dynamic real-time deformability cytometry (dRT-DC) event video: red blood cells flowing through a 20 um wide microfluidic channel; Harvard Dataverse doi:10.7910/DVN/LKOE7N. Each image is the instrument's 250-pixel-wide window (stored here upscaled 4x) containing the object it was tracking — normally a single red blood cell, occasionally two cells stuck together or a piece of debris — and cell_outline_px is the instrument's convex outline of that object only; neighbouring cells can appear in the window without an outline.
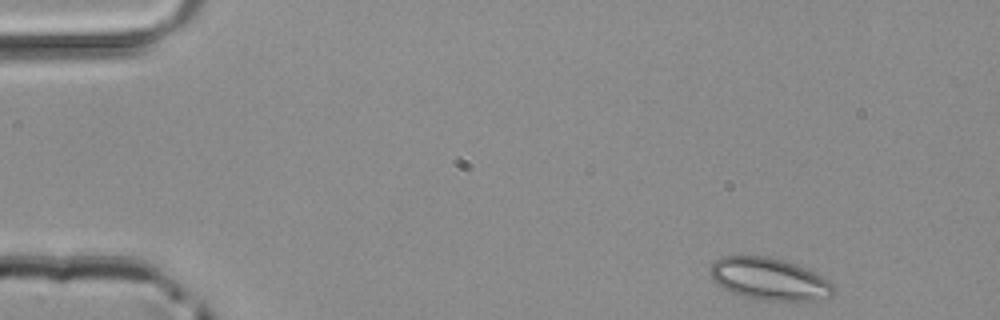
{"species": "common noctule bat (a hibernating species)", "species_latin": "Nyctalus noctula", "temperature_condition": "room temperature", "stored_images_in_passage": 45, "camera_frame_rate_fps": 3000, "um_per_image_px": 0.085, "animal": {"sex": "male", "body_mass_g": 20.4}, "frame": {"image": 1, "passage_image": 1, "time_ms": 0.0, "image_size_px": [1000, 320], "cell_outline_px": [[836, 292], [832, 296], [804, 304], [756, 300], [740, 296], [716, 284], [712, 280], [712, 260], [724, 256], [768, 256], [784, 260], [796, 264], [836, 284]], "centroid_in_image_um": [65.46, 23.78], "position_along_channel_um": 19.5, "area_um2": 31.33}}
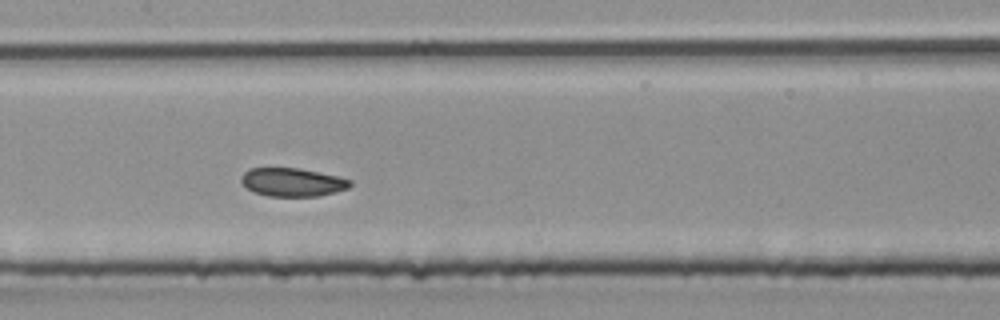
{"frame": {"image": 2, "passage_image": 20, "time_ms": 6.333, "image_size_px": [1000, 320], "cell_outline_px": [[352, 184], [348, 188], [320, 196], [268, 196], [256, 192], [248, 188], [240, 180], [240, 176], [248, 168], [300, 168], [336, 176], [352, 180]], "centroid_in_image_um": [24.85, 15.48], "position_along_channel_um": 182.5, "area_um2": 17.92}}
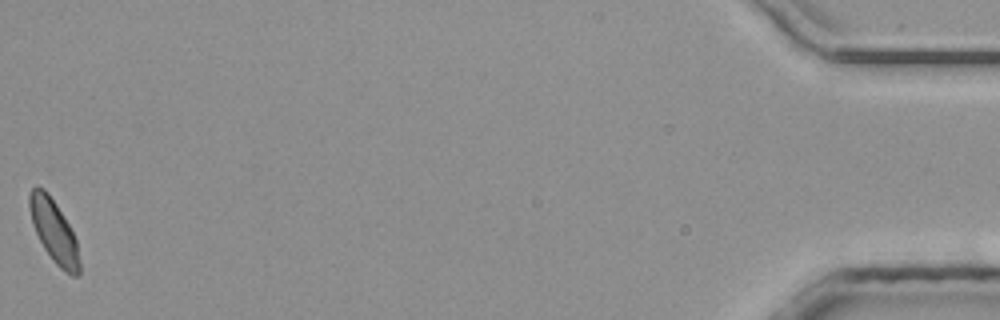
{"frame": {"image": 3, "passage_image": 45, "time_ms": 14.667, "image_size_px": [1000, 320], "cell_outline_px": [[80, 272], [76, 276], [72, 276], [60, 268], [52, 260], [44, 248], [32, 224], [28, 204], [28, 196], [32, 188], [36, 184], [44, 188], [56, 204], [68, 224], [76, 240], [80, 260]], "centroid_in_image_um": [4.57, 19.63], "position_along_channel_um": 430.6, "area_um2": 18.21}}